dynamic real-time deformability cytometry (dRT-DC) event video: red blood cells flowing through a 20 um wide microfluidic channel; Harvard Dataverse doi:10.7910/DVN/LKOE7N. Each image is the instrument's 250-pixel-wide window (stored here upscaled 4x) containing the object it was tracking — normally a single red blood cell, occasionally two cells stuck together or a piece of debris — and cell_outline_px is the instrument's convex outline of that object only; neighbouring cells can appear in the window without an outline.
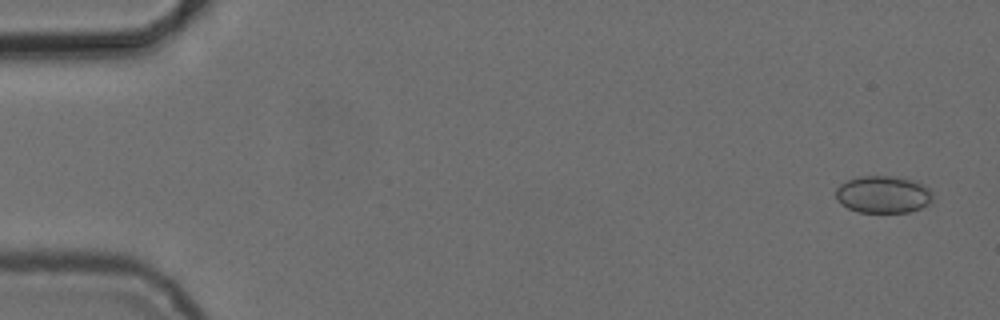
{"species": "common noctule bat (a hibernating species)", "species_latin": "Nyctalus noctula", "temperature_condition": "cold", "stored_images_in_passage": 5, "camera_frame_rate_fps": 3000, "um_per_image_px": 0.085, "animal": {"sex": "female", "body_mass_g": 24.6, "forearm_length_mm": 56.2}, "frame": {"image": 1, "passage_image": 1, "time_ms": 0.0, "image_size_px": [1000, 320], "cell_outline_px": [[932, 204], [908, 212], [860, 212], [848, 208], [836, 200], [836, 188], [840, 184], [856, 176], [892, 176], [916, 180], [932, 188]], "centroid_in_image_um": [75.11, 16.51], "position_along_channel_um": 9.9, "area_um2": 21.39}}
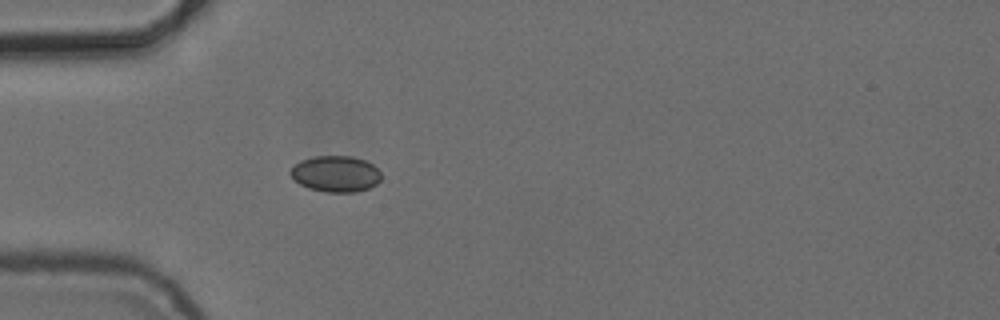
{"frame": {"image": 2, "passage_image": 5, "time_ms": 4.667, "image_size_px": [1000, 320], "cell_outline_px": [[380, 180], [376, 184], [368, 188], [356, 192], [328, 192], [308, 188], [300, 184], [288, 172], [300, 160], [316, 156], [352, 156], [364, 160], [372, 164], [380, 172]], "centroid_in_image_um": [28.53, 14.77], "position_along_channel_um": 56.5, "area_um2": 18.96}}